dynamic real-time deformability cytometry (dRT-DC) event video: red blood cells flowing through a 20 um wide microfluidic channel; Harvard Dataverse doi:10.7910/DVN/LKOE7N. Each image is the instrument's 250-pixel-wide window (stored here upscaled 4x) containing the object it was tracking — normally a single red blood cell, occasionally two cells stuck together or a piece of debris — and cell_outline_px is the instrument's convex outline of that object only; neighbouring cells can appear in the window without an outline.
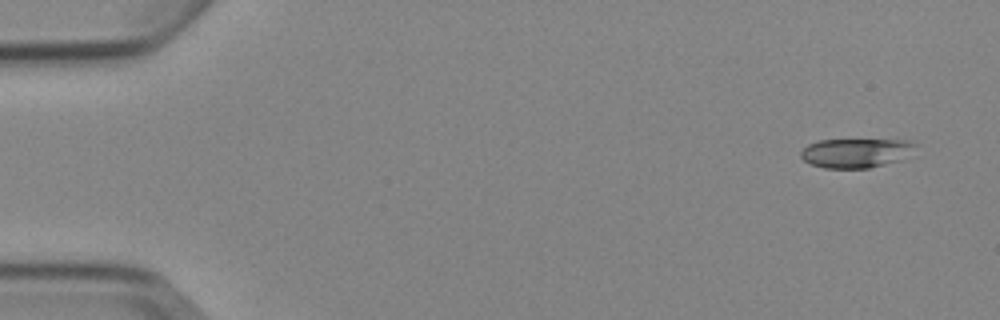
{"species": "Egyptian fruit bat (a non-hibernating species)", "species_latin": "Rousettus aegyptiacus", "temperature_condition": "cold", "stored_images_in_passage": 5, "camera_frame_rate_fps": 3000, "um_per_image_px": 0.085, "animal": {"sex": "female"}, "frame": {"image": 1, "passage_image": 1, "time_ms": 0.0, "image_size_px": [1000, 320], "cell_outline_px": [[920, 144], [900, 160], [868, 168], [824, 168], [812, 164], [804, 160], [800, 156], [800, 152], [808, 144], [820, 140], [912, 140]], "centroid_in_image_um": [72.77, 12.99], "position_along_channel_um": 12.2, "area_um2": 19.48}}
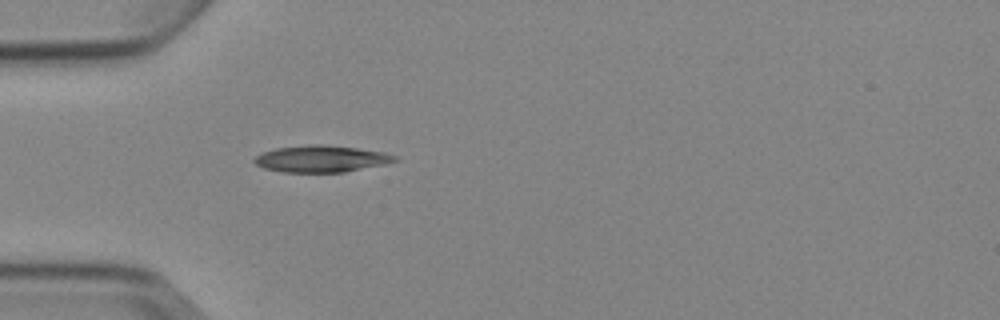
{"frame": {"image": 2, "passage_image": 5, "time_ms": 4.333, "image_size_px": [1000, 320], "cell_outline_px": [[400, 160], [384, 164], [344, 172], [280, 172], [264, 168], [256, 164], [252, 160], [256, 156], [264, 152], [276, 148], [308, 144], [324, 144], [356, 148], [384, 152], [396, 156]], "centroid_in_image_um": [27.3, 13.49], "position_along_channel_um": 57.7, "area_um2": 21.85}}